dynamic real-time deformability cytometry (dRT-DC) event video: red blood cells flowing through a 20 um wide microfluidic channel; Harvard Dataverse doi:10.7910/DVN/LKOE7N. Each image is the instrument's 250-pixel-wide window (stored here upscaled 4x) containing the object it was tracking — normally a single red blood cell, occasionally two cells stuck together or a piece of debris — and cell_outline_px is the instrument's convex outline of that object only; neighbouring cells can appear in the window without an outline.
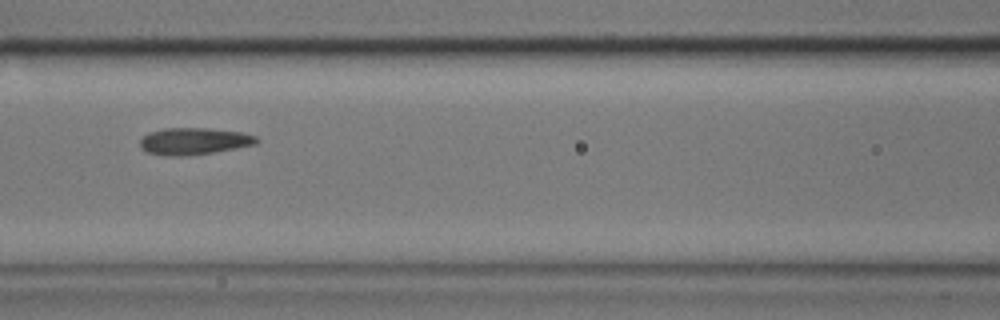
{"species": "common noctule bat (a hibernating species)", "species_latin": "Nyctalus noctula", "temperature_condition": "cold", "stored_images_in_passage": 9, "camera_frame_rate_fps": 3000, "um_per_image_px": 0.085, "animal": {"sex": "male", "body_mass_g": 17.9}, "frame": {"image": 1, "passage_image": 8, "time_ms": 2.333, "image_size_px": [1000, 320], "cell_outline_px": [[260, 140], [256, 144], [236, 148], [188, 156], [164, 156], [148, 152], [140, 148], [140, 140], [148, 132], [164, 128], [208, 128], [240, 132], [256, 136]], "centroid_in_image_um": [16.46, 12.0], "position_along_channel_um": 150.1, "area_um2": 18.32}}